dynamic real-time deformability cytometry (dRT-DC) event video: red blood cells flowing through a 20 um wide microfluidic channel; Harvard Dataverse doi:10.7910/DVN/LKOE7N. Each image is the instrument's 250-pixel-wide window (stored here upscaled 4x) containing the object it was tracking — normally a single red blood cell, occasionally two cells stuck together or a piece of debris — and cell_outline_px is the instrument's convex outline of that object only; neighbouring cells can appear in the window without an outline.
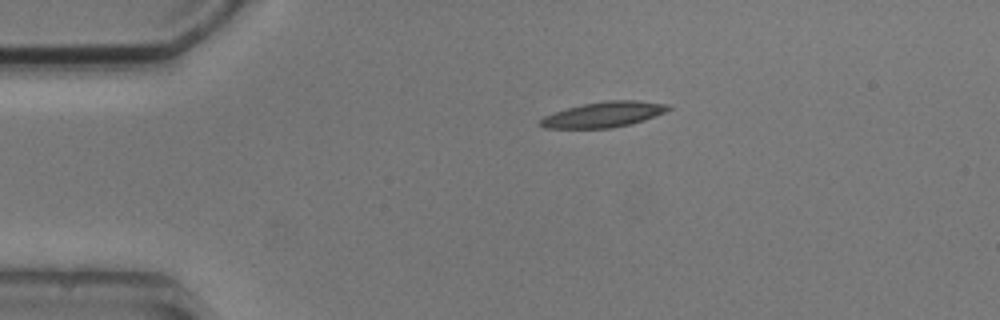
{"species": "common noctule bat (a hibernating species)", "species_latin": "Nyctalus noctula", "temperature_condition": "cold", "stored_images_in_passage": 2, "camera_frame_rate_fps": 3000, "um_per_image_px": 0.085, "animal": {"sex": "male", "body_mass_g": 20.5, "forearm_length_mm": 52.5}, "frame": {"image": 1, "passage_image": 1, "time_ms": 0.0, "image_size_px": [1000, 320], "cell_outline_px": [[672, 108], [664, 112], [644, 120], [632, 124], [612, 128], [544, 128], [536, 124], [544, 116], [568, 108], [584, 104], [608, 100], [636, 100], [668, 104]], "centroid_in_image_um": [51.31, 9.74], "position_along_channel_um": 33.7, "area_um2": 18.9}}